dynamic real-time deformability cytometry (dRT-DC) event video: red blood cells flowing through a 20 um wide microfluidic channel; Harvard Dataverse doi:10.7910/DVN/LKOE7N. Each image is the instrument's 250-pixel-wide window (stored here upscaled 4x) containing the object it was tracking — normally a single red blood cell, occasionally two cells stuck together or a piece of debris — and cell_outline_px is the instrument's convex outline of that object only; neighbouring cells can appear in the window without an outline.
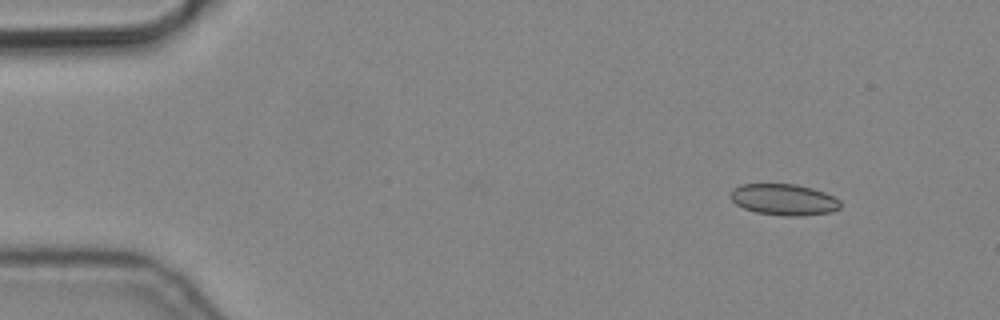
{"species": "common noctule bat (a hibernating species)", "species_latin": "Nyctalus noctula", "temperature_condition": "cold", "stored_images_in_passage": 4, "camera_frame_rate_fps": 3000, "um_per_image_px": 0.085, "animal": {"sex": "male", "body_mass_g": 19.2, "forearm_length_mm": 51.8}, "frame": {"image": 1, "passage_image": 1, "time_ms": 0.0, "image_size_px": [1000, 320], "cell_outline_px": [[840, 208], [832, 212], [796, 216], [788, 216], [756, 212], [744, 208], [736, 204], [732, 200], [732, 188], [740, 184], [796, 184], [812, 188], [824, 192], [840, 200]], "centroid_in_image_um": [66.64, 16.96], "position_along_channel_um": 18.4, "area_um2": 19.88}}
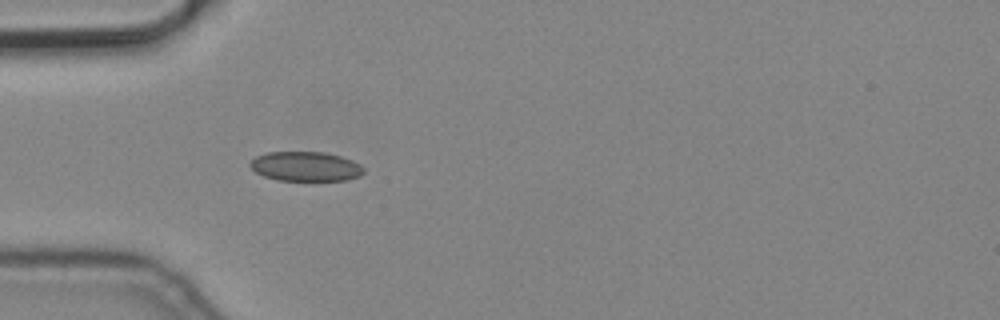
{"frame": {"image": 2, "passage_image": 4, "time_ms": 1.0, "image_size_px": [1000, 320], "cell_outline_px": [[364, 172], [360, 176], [344, 180], [276, 180], [264, 176], [256, 172], [248, 164], [256, 156], [268, 152], [324, 152], [340, 156], [352, 160], [360, 164], [364, 168]], "centroid_in_image_um": [25.98, 14.14], "position_along_channel_um": 59.0, "area_um2": 19.48}}